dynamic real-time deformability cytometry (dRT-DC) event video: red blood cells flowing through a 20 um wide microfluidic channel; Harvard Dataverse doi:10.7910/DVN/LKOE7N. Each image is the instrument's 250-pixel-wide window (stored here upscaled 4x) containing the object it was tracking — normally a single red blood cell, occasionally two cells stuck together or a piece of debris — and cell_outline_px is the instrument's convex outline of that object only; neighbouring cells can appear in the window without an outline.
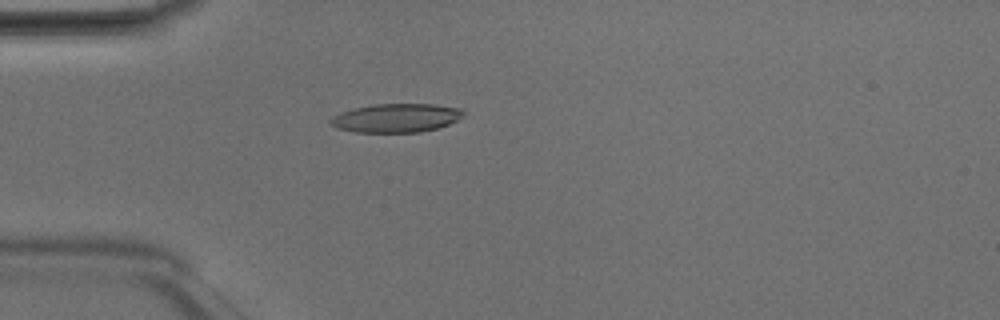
{"species": "Egyptian fruit bat (a non-hibernating species)", "species_latin": "Rousettus aegyptiacus", "temperature_condition": "room temperature", "stored_images_in_passage": 49, "camera_frame_rate_fps": 3000, "um_per_image_px": 0.085, "animal": {"sex": "male"}, "frame": {"image": 1, "passage_image": 14, "time_ms": 4.333, "image_size_px": [1000, 320], "cell_outline_px": [[464, 112], [456, 120], [448, 124], [436, 128], [420, 132], [356, 132], [336, 128], [328, 120], [332, 116], [340, 112], [352, 108], [372, 104], [436, 104], [464, 108]], "centroid_in_image_um": [33.64, 10.01], "position_along_channel_um": 51.4, "area_um2": 22.31}}
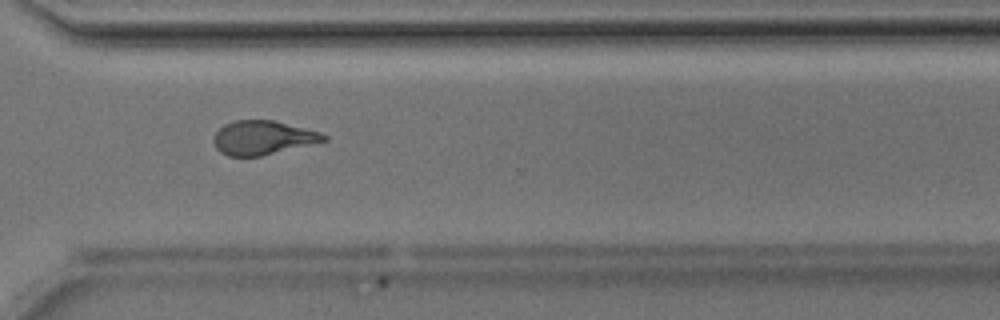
{"frame": {"image": 2, "passage_image": 36, "time_ms": 11.667, "image_size_px": [1000, 320], "cell_outline_px": [[328, 140], [260, 156], [228, 156], [220, 152], [216, 148], [212, 140], [216, 132], [224, 124], [236, 120], [272, 120], [320, 132], [328, 136]], "centroid_in_image_um": [22.31, 11.7], "position_along_channel_um": 348.3, "area_um2": 21.62}}
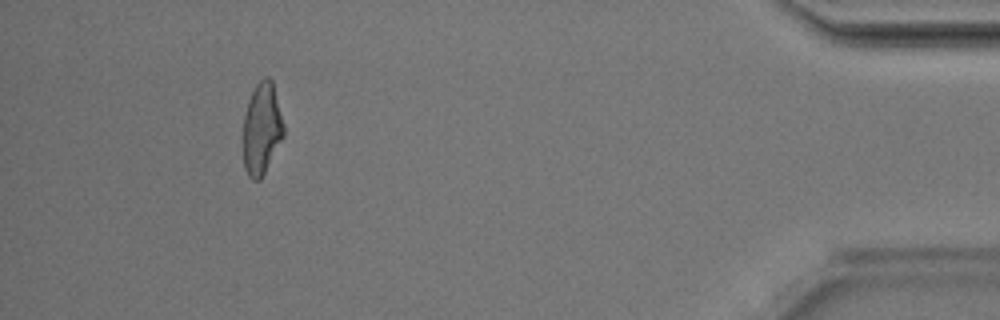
{"frame": {"image": 3, "passage_image": 45, "time_ms": 14.667, "image_size_px": [1000, 320], "cell_outline_px": [[284, 136], [260, 180], [252, 180], [248, 176], [244, 168], [240, 144], [244, 116], [248, 100], [256, 84], [264, 76], [268, 76], [272, 80], [284, 124]], "centroid_in_image_um": [22.2, 10.97], "position_along_channel_um": 413.0, "area_um2": 22.31}, "authors_computed_cell_mechanics": {"area_um2": 22.1374, "velocity_mm_per_s": 4.2055, "shape_relaxation_time_tau1_ms": 8.0239, "shape_relaxation_time_tau2_ms": 1.3865, "deformation_change_tau1": 0.2586, "deformation_change_tau2": 0.0959}}